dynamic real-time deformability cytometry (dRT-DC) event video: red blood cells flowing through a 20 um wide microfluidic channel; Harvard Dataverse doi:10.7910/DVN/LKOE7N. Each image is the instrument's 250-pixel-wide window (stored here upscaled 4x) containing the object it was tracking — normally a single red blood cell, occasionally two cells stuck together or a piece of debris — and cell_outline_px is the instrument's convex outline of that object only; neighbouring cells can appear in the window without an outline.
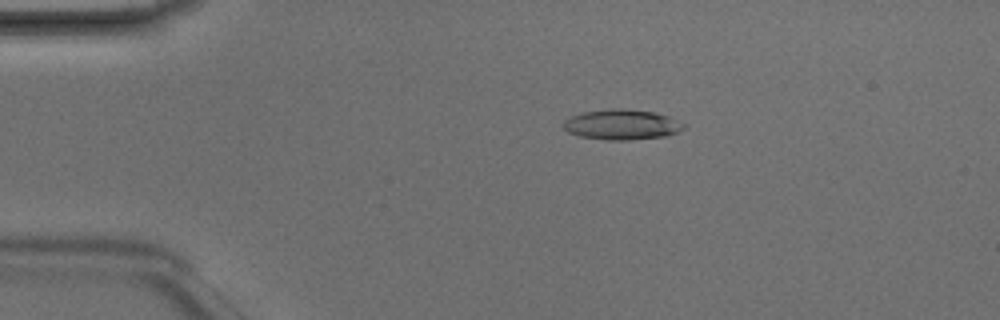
{"species": "Egyptian fruit bat (a non-hibernating species)", "species_latin": "Rousettus aegyptiacus", "temperature_condition": "room temperature", "stored_images_in_passage": 3, "camera_frame_rate_fps": 3000, "um_per_image_px": 0.085, "animal": {"sex": "male"}, "frame": {"image": 1, "passage_image": 2, "time_ms": 0.333, "image_size_px": [1000, 320], "cell_outline_px": [[688, 124], [680, 132], [664, 136], [628, 140], [604, 140], [580, 136], [568, 132], [564, 128], [564, 120], [572, 116], [584, 112], [612, 108], [620, 108], [652, 112], [668, 116]], "centroid_in_image_um": [52.89, 10.59], "position_along_channel_um": 32.1, "area_um2": 21.21}}